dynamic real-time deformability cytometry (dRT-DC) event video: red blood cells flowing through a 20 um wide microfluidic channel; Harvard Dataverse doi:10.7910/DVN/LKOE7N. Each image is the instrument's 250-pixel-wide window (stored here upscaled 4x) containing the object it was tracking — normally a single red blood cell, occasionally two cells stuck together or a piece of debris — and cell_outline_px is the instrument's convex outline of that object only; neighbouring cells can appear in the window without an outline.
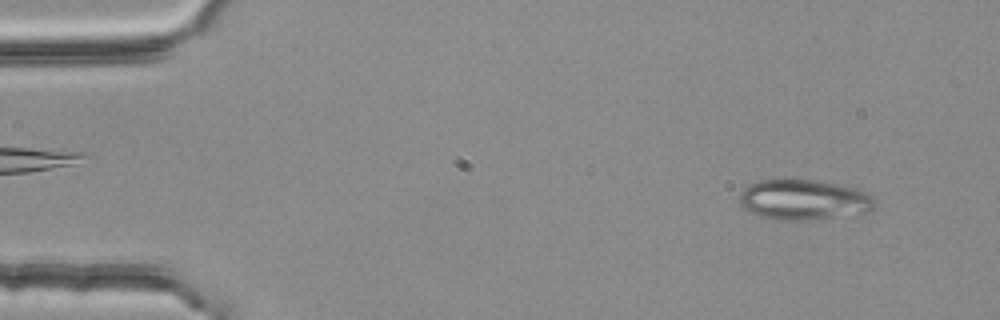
{"species": "common noctule bat (a hibernating species)", "species_latin": "Nyctalus noctula", "temperature_condition": "room temperature", "stored_images_in_passage": 53, "camera_frame_rate_fps": 3000, "um_per_image_px": 0.085, "animal": {"sex": "female", "body_mass_g": 25.1}, "frame": {"image": 1, "passage_image": 4, "time_ms": 1.0, "image_size_px": [1000, 320], "cell_outline_px": [[876, 204], [868, 212], [804, 220], [776, 220], [760, 216], [744, 208], [740, 204], [740, 192], [748, 184], [760, 180], [812, 180], [852, 188], [864, 192], [876, 200]], "centroid_in_image_um": [68.26, 16.98], "position_along_channel_um": 16.7, "area_um2": 31.15}}
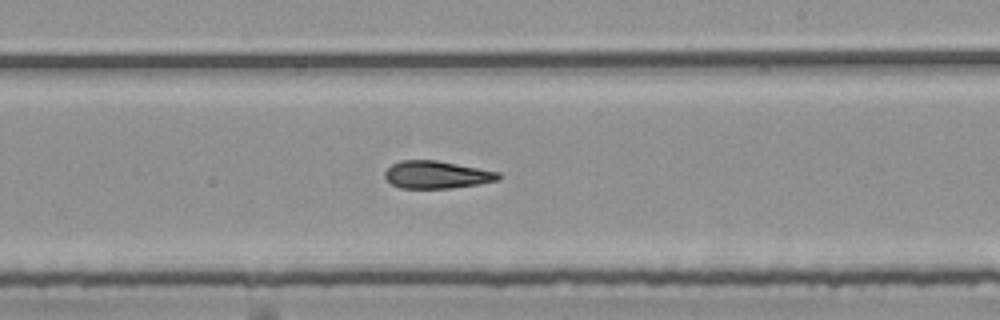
{"frame": {"image": 2, "passage_image": 31, "time_ms": 10.0, "image_size_px": [1000, 320], "cell_outline_px": [[500, 180], [480, 184], [448, 188], [400, 188], [392, 184], [384, 176], [384, 172], [392, 164], [400, 160], [436, 160], [500, 172]], "centroid_in_image_um": [37.12, 14.85], "position_along_channel_um": 251.9, "area_um2": 18.21}}
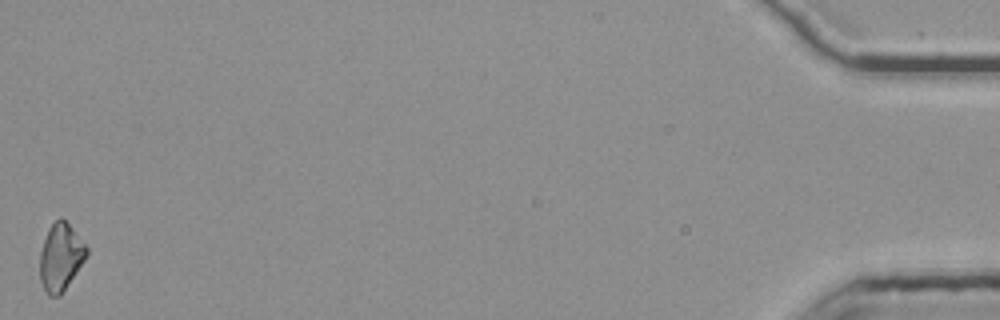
{"frame": {"image": 3, "passage_image": 53, "time_ms": 17.333, "image_size_px": [1000, 320], "cell_outline_px": [[88, 252], [84, 260], [60, 296], [48, 296], [40, 280], [40, 252], [48, 228], [60, 216], [68, 224], [88, 248]], "centroid_in_image_um": [5.13, 21.86], "position_along_channel_um": 430.1, "area_um2": 17.98}, "authors_computed_cell_mechanics": {"area_um2": 18.5538, "velocity_mm_per_s": 3.7786, "shape_relaxation_time_tau1_ms": null, "shape_relaxation_time_tau2_ms": 5.6631, "deformation_change_tau1": null, "deformation_change_tau2": 0.1423}}